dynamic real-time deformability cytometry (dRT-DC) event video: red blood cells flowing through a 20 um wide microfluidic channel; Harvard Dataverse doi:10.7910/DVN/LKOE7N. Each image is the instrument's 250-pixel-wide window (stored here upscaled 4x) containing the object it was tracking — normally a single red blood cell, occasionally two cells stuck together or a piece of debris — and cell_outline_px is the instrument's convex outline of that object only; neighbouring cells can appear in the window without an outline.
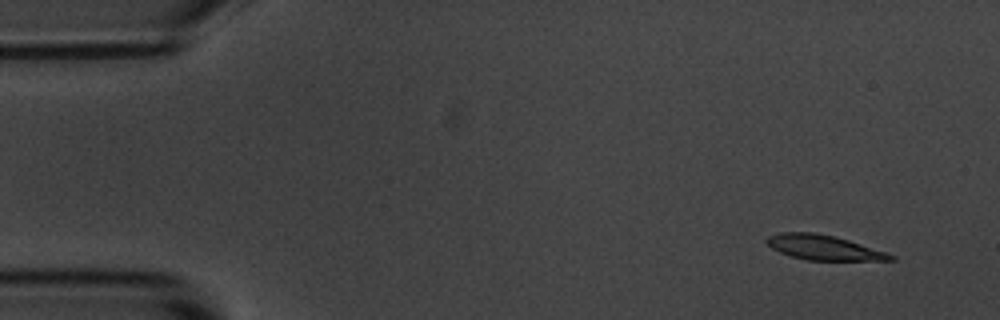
{"species": "common noctule bat (a hibernating species)", "species_latin": "Nyctalus noctula", "temperature_condition": "room temperature", "stored_images_in_passage": 5, "segment_of_instrument_passage": [1, 2], "camera_frame_rate_fps": 3000, "um_per_image_px": 0.085, "animal": {"sex": "male", "body_mass_g": 20.1, "forearm_length_mm": 53.5}, "frame": {"image": 1, "passage_image": 1, "time_ms": 0.0, "image_size_px": [1000, 320], "cell_outline_px": [[896, 260], [808, 260], [792, 256], [780, 252], [772, 248], [764, 240], [768, 236], [780, 232], [816, 232], [848, 240], [896, 256]], "centroid_in_image_um": [69.97, 21.03], "position_along_channel_um": 15.0, "area_um2": 17.63}}